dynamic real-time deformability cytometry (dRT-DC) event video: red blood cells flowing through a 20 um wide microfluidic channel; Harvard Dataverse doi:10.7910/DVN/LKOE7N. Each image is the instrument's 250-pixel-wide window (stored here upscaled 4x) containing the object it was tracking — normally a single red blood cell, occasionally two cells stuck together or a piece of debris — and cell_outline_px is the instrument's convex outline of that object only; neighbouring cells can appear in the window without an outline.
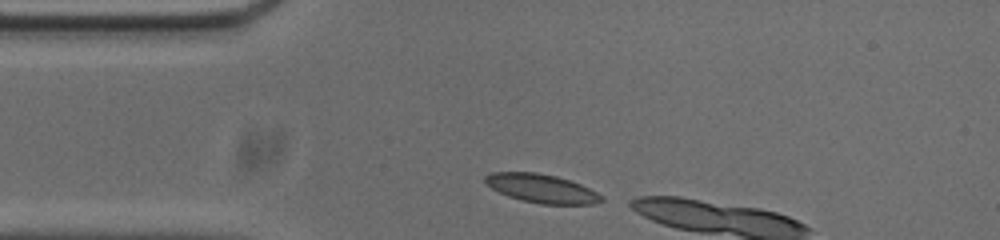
{"species": "common noctule bat (a hibernating species)", "species_latin": "Nyctalus noctula", "temperature_condition": "cold", "stored_images_in_passage": 4, "camera_frame_rate_fps": 3000, "um_per_image_px": 0.085, "animal": {"sex": "male", "body_mass_g": 20.0, "forearm_length_mm": 53.3}, "frame": {"image": 1, "passage_image": 1, "time_ms": 0.0, "image_size_px": [1000, 240], "cell_outline_px": [[604, 200], [592, 204], [540, 204], [520, 200], [508, 196], [484, 184], [484, 176], [492, 172], [536, 172], [556, 176], [580, 184], [604, 196]], "centroid_in_image_um": [46.01, 16.02], "position_along_channel_um": 39.0, "area_um2": 19.42}}